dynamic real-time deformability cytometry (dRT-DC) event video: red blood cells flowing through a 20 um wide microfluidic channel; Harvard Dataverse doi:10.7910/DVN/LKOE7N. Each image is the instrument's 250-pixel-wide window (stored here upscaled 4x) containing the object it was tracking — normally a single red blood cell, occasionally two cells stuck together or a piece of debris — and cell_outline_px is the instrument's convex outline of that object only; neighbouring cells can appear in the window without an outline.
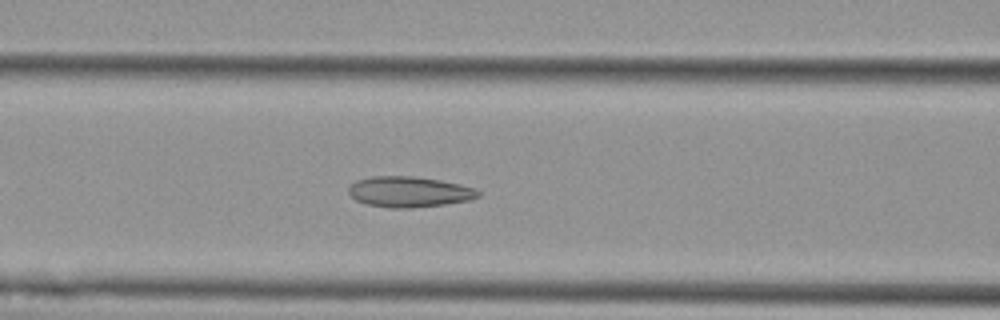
{"species": "Egyptian fruit bat (a non-hibernating species)", "species_latin": "Rousettus aegyptiacus", "temperature_condition": "cold", "stored_images_in_passage": 42, "camera_frame_rate_fps": 3000, "um_per_image_px": 0.085, "animal": {"sex": "female"}, "frame": {"image": 1, "passage_image": 11, "time_ms": 3.333, "image_size_px": [1000, 320], "cell_outline_px": [[480, 196], [468, 200], [444, 204], [408, 208], [392, 208], [368, 204], [356, 200], [348, 192], [348, 188], [356, 180], [372, 176], [416, 176], [440, 180], [460, 184], [472, 188], [480, 192]], "centroid_in_image_um": [34.76, 16.29], "position_along_channel_um": 131.8, "area_um2": 22.95}}
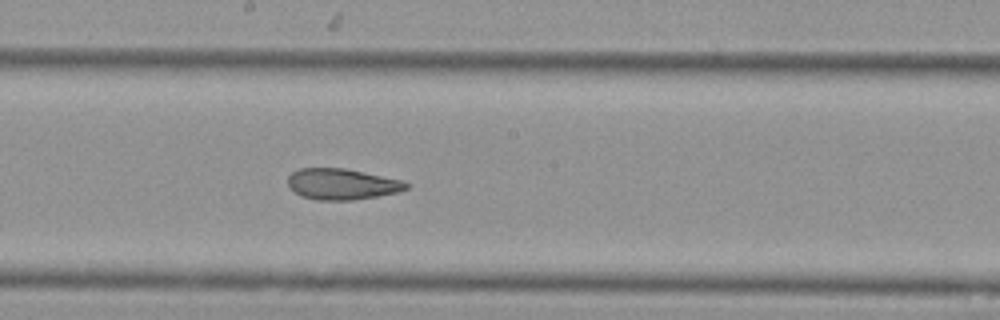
{"frame": {"image": 2, "passage_image": 18, "time_ms": 5.667, "image_size_px": [1000, 320], "cell_outline_px": [[412, 184], [408, 188], [400, 192], [352, 200], [316, 200], [300, 196], [292, 192], [288, 188], [288, 176], [292, 172], [300, 168], [344, 168], [404, 180]], "centroid_in_image_um": [29.07, 15.65], "position_along_channel_um": 219.1, "area_um2": 21.73}}
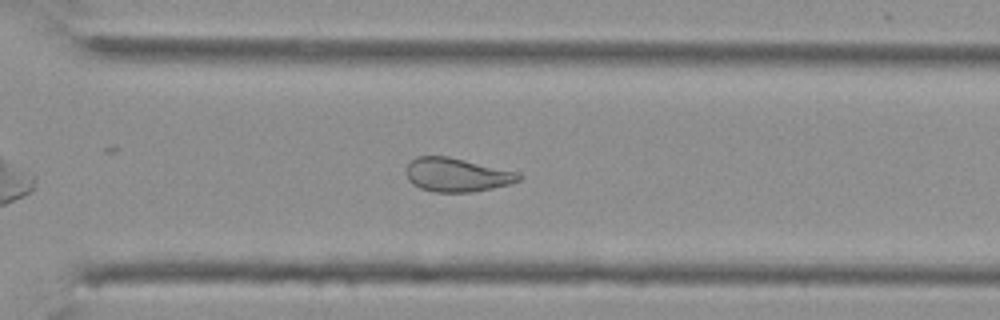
{"frame": {"image": 3, "passage_image": 27, "time_ms": 8.667, "image_size_px": [1000, 320], "cell_outline_px": [[520, 180], [512, 184], [472, 192], [432, 192], [420, 188], [412, 184], [408, 180], [404, 172], [404, 168], [408, 160], [416, 156], [448, 156], [516, 172], [520, 176]], "centroid_in_image_um": [38.73, 14.86], "position_along_channel_um": 331.9, "area_um2": 22.37}, "authors_computed_cell_mechanics": {"area_um2": 23.409, "velocity_mm_per_s": 3.7539, "shape_relaxation_time_tau1_ms": null, "shape_relaxation_time_tau2_ms": 2.5276, "deformation_change_tau1": null, "deformation_change_tau2": 0.098}}